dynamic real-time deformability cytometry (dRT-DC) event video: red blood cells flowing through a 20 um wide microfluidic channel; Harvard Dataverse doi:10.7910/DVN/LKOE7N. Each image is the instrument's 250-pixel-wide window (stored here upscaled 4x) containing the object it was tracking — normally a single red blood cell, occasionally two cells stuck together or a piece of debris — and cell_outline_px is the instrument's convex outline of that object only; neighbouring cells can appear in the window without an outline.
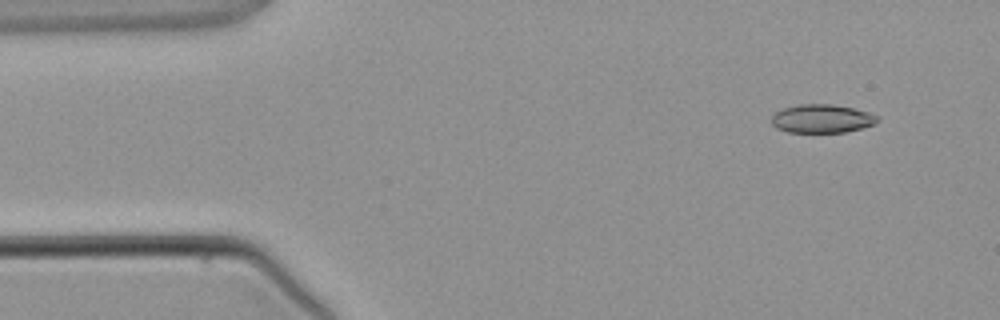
{"species": "common noctule bat (a hibernating species)", "species_latin": "Nyctalus noctula", "temperature_condition": "warm", "stored_images_in_passage": 4, "camera_frame_rate_fps": 3000, "um_per_image_px": 0.085, "animal": {"sex": "male", "body_mass_g": 21.5, "forearm_length_mm": 52.0}, "frame": {"image": 1, "passage_image": 1, "time_ms": 0.0, "image_size_px": [1000, 320], "cell_outline_px": [[880, 120], [872, 124], [860, 128], [844, 132], [788, 132], [776, 128], [772, 124], [772, 116], [776, 112], [784, 108], [800, 104], [832, 104], [852, 108], [868, 112], [880, 116]], "centroid_in_image_um": [69.86, 10.08], "position_along_channel_um": 15.1, "area_um2": 17.46}}
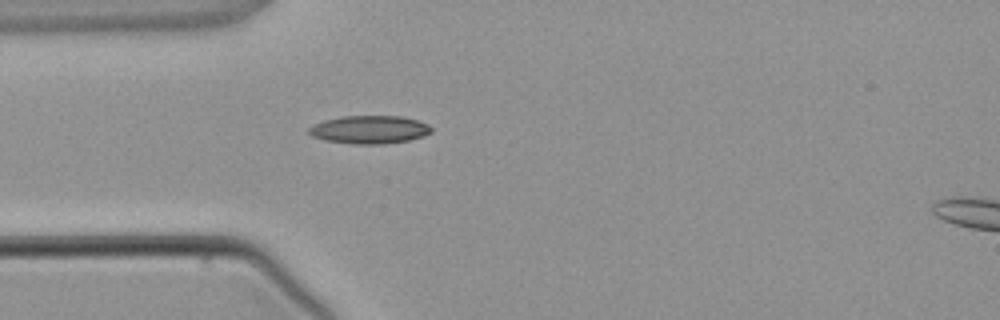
{"frame": {"image": 2, "passage_image": 3, "time_ms": 2.667, "image_size_px": [1000, 320], "cell_outline_px": [[432, 132], [424, 136], [408, 140], [384, 144], [356, 144], [324, 140], [312, 136], [308, 132], [308, 128], [324, 120], [344, 116], [400, 116], [416, 120], [428, 124], [432, 128]], "centroid_in_image_um": [31.42, 11.02], "position_along_channel_um": 53.6, "area_um2": 19.94}}